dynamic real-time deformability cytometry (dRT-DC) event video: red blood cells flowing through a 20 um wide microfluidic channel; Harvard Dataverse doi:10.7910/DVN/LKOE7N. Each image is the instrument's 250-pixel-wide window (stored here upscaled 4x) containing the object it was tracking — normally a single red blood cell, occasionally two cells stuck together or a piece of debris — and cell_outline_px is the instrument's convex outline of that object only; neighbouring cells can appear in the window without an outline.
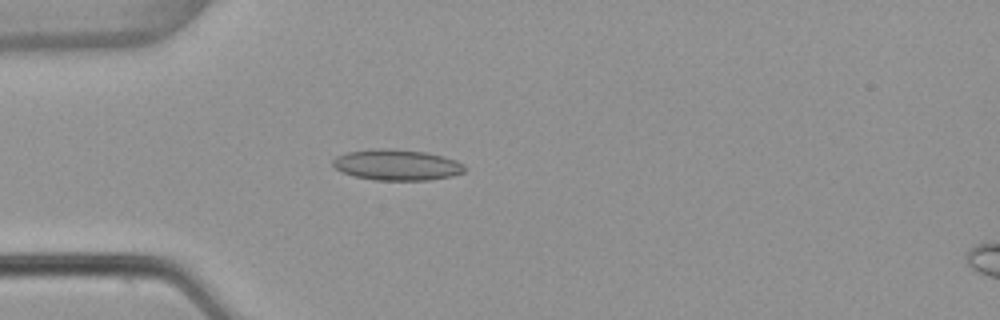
{"species": "common noctule bat (a hibernating species)", "species_latin": "Nyctalus noctula", "temperature_condition": "warm", "stored_images_in_passage": 52, "camera_frame_rate_fps": 3000, "um_per_image_px": 0.085, "animal": {"sex": "female", "body_mass_g": 22.7, "forearm_length_mm": 54.2}, "frame": {"image": 1, "passage_image": 14, "time_ms": 4.333, "image_size_px": [1000, 320], "cell_outline_px": [[468, 168], [464, 172], [452, 176], [428, 180], [376, 180], [356, 176], [340, 172], [332, 164], [332, 160], [336, 156], [348, 152], [372, 148], [392, 148], [424, 152], [444, 156], [456, 160], [464, 164]], "centroid_in_image_um": [33.75, 14.01], "position_along_channel_um": 51.3, "area_um2": 23.93}}
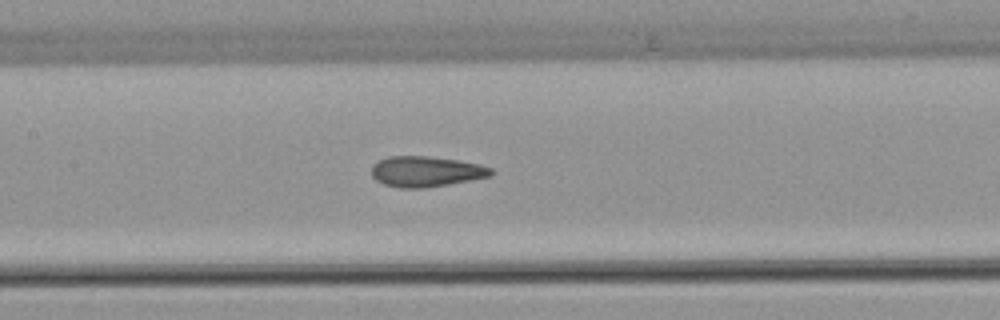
{"frame": {"image": 2, "passage_image": 24, "time_ms": 7.667, "image_size_px": [1000, 320], "cell_outline_px": [[496, 172], [492, 176], [448, 184], [424, 188], [400, 188], [384, 184], [376, 180], [372, 176], [372, 164], [388, 156], [428, 156], [456, 160], [480, 164], [492, 168]], "centroid_in_image_um": [36.23, 14.58], "position_along_channel_um": 171.2, "area_um2": 21.33}}
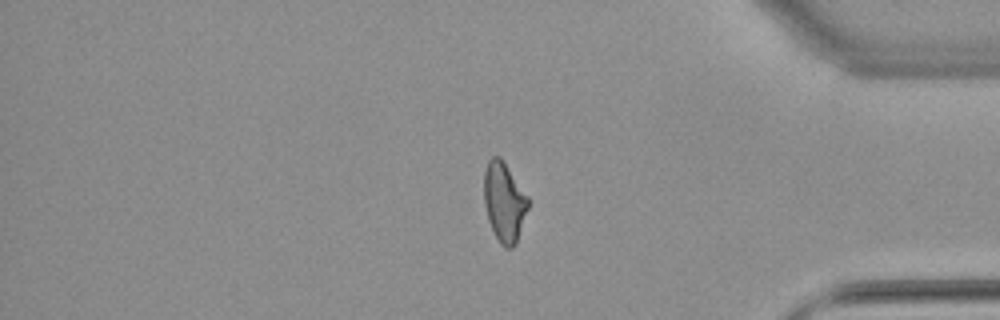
{"frame": {"image": 3, "passage_image": 43, "time_ms": 14.0, "image_size_px": [1000, 320], "cell_outline_px": [[528, 208], [516, 244], [512, 248], [504, 248], [500, 244], [488, 220], [484, 204], [484, 172], [488, 160], [492, 156], [500, 156], [528, 196]], "centroid_in_image_um": [42.85, 17.17], "position_along_channel_um": 392.4, "area_um2": 20.4}, "authors_computed_cell_mechanics": {"area_um2": 21.0103, "velocity_mm_per_s": 3.8883, "shape_relaxation_time_tau1_ms": null, "shape_relaxation_time_tau2_ms": 1.8191, "deformation_change_tau1": null, "deformation_change_tau2": 0.0822}}